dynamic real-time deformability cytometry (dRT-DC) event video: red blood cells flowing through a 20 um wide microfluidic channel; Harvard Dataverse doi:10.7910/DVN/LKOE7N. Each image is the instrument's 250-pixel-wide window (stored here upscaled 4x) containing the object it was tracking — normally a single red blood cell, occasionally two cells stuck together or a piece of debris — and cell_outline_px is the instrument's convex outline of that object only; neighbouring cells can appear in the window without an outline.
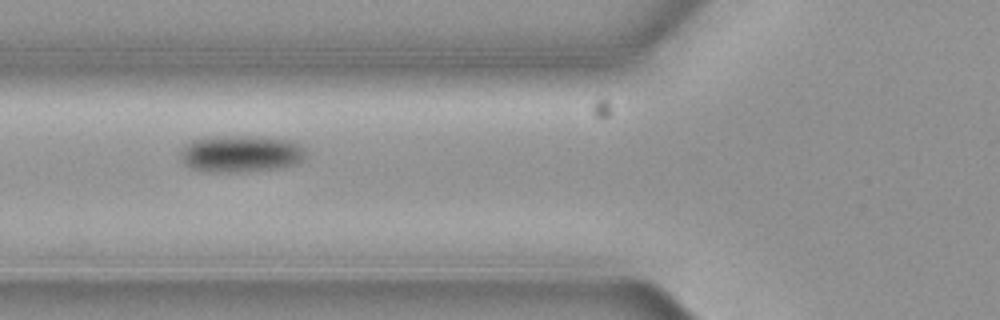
{"species": "common noctule bat (a hibernating species)", "species_latin": "Nyctalus noctula", "temperature_condition": "cold", "stored_images_in_passage": 9, "camera_frame_rate_fps": 3000, "um_per_image_px": 0.085, "animal": {"sex": "female", "body_mass_g": 19.3, "forearm_length_mm": 54.1}, "frame": {"image": 1, "passage_image": 6, "time_ms": 1.667, "image_size_px": [1000, 320], "cell_outline_px": [[308, 148], [304, 160], [296, 164], [280, 168], [236, 172], [208, 172], [192, 168], [184, 164], [180, 160], [180, 148], [184, 144], [192, 140], [208, 136], [256, 136], [288, 140], [300, 144]], "centroid_in_image_um": [20.46, 13.06], "position_along_channel_um": 105.3, "area_um2": 27.57}}
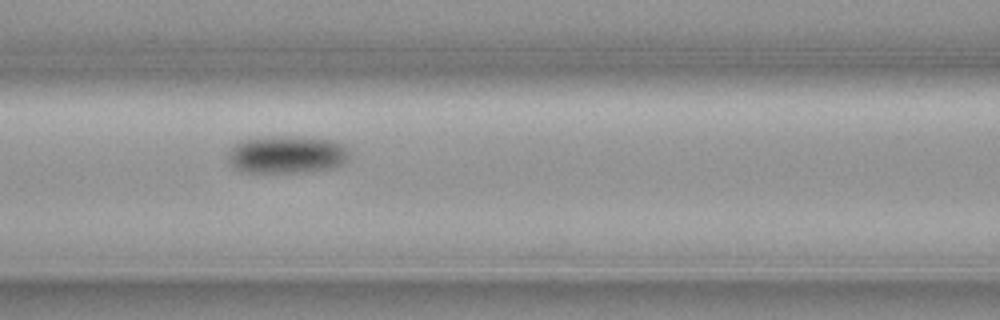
{"frame": {"image": 2, "passage_image": 7, "time_ms": 2.0, "image_size_px": [1000, 320], "cell_outline_px": [[348, 160], [340, 164], [328, 168], [296, 172], [248, 172], [236, 168], [228, 160], [228, 152], [240, 140], [264, 136], [300, 136], [332, 140], [348, 148]], "centroid_in_image_um": [24.36, 13.11], "position_along_channel_um": 142.2, "area_um2": 26.41}}